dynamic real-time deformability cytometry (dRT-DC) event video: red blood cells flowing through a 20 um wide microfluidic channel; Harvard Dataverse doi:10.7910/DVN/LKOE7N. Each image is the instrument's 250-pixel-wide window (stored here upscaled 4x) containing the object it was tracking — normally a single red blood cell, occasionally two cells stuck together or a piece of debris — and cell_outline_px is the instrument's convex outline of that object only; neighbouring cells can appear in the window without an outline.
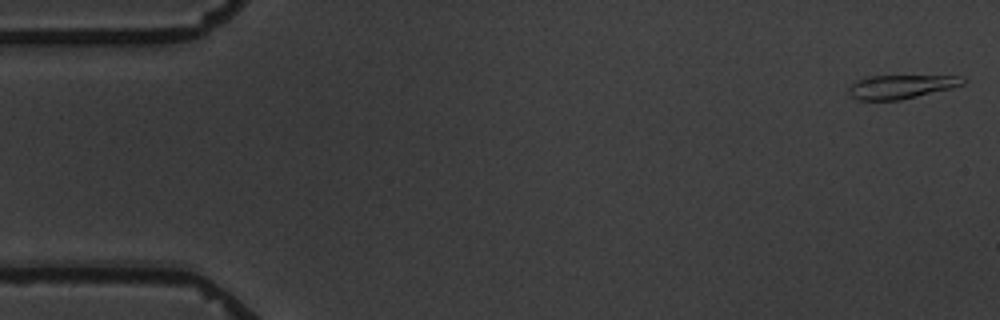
{"species": "common noctule bat (a hibernating species)", "species_latin": "Nyctalus noctula", "temperature_condition": "warm", "stored_images_in_passage": 3, "camera_frame_rate_fps": 3000, "um_per_image_px": 0.085, "animal": {"sex": "male", "body_mass_g": 19.5, "forearm_length_mm": 54.6}, "frame": {"image": 1, "passage_image": 1, "time_ms": 0.0, "image_size_px": [1000, 320], "cell_outline_px": [[964, 84], [952, 88], [900, 100], [856, 100], [848, 92], [848, 88], [856, 80], [868, 76], [964, 76]], "centroid_in_image_um": [76.57, 7.37], "position_along_channel_um": 8.4, "area_um2": 15.78}}